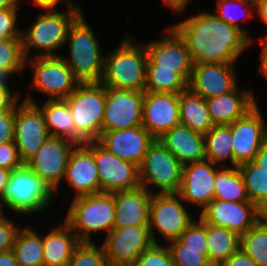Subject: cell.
<instances>
[{"label": "cell", "mask_w": 267, "mask_h": 266, "mask_svg": "<svg viewBox=\"0 0 267 266\" xmlns=\"http://www.w3.org/2000/svg\"><path fill=\"white\" fill-rule=\"evenodd\" d=\"M64 181L74 191V198L100 193L98 169L93 155V141L77 144L66 166Z\"/></svg>", "instance_id": "cell-20"}, {"label": "cell", "mask_w": 267, "mask_h": 266, "mask_svg": "<svg viewBox=\"0 0 267 266\" xmlns=\"http://www.w3.org/2000/svg\"><path fill=\"white\" fill-rule=\"evenodd\" d=\"M223 167H219L216 171L214 198L229 202L249 201L238 166L229 168L223 165Z\"/></svg>", "instance_id": "cell-32"}, {"label": "cell", "mask_w": 267, "mask_h": 266, "mask_svg": "<svg viewBox=\"0 0 267 266\" xmlns=\"http://www.w3.org/2000/svg\"><path fill=\"white\" fill-rule=\"evenodd\" d=\"M15 101L14 142L24 164L50 136L40 108L35 103ZM19 103V104H18Z\"/></svg>", "instance_id": "cell-11"}, {"label": "cell", "mask_w": 267, "mask_h": 266, "mask_svg": "<svg viewBox=\"0 0 267 266\" xmlns=\"http://www.w3.org/2000/svg\"><path fill=\"white\" fill-rule=\"evenodd\" d=\"M189 1L191 2L192 0H163L164 4L176 14H182L186 6H188Z\"/></svg>", "instance_id": "cell-52"}, {"label": "cell", "mask_w": 267, "mask_h": 266, "mask_svg": "<svg viewBox=\"0 0 267 266\" xmlns=\"http://www.w3.org/2000/svg\"><path fill=\"white\" fill-rule=\"evenodd\" d=\"M155 138L141 125L123 130L104 131L97 142L108 152L140 167Z\"/></svg>", "instance_id": "cell-22"}, {"label": "cell", "mask_w": 267, "mask_h": 266, "mask_svg": "<svg viewBox=\"0 0 267 266\" xmlns=\"http://www.w3.org/2000/svg\"><path fill=\"white\" fill-rule=\"evenodd\" d=\"M168 243L175 266H212L207 251L182 250V243L178 239Z\"/></svg>", "instance_id": "cell-40"}, {"label": "cell", "mask_w": 267, "mask_h": 266, "mask_svg": "<svg viewBox=\"0 0 267 266\" xmlns=\"http://www.w3.org/2000/svg\"><path fill=\"white\" fill-rule=\"evenodd\" d=\"M24 165L20 159L15 142L0 144V167L15 170Z\"/></svg>", "instance_id": "cell-45"}, {"label": "cell", "mask_w": 267, "mask_h": 266, "mask_svg": "<svg viewBox=\"0 0 267 266\" xmlns=\"http://www.w3.org/2000/svg\"><path fill=\"white\" fill-rule=\"evenodd\" d=\"M180 124L179 94L145 91L142 126L155 138Z\"/></svg>", "instance_id": "cell-19"}, {"label": "cell", "mask_w": 267, "mask_h": 266, "mask_svg": "<svg viewBox=\"0 0 267 266\" xmlns=\"http://www.w3.org/2000/svg\"><path fill=\"white\" fill-rule=\"evenodd\" d=\"M128 36L104 57V71L100 83L121 90L144 91L148 56L144 44Z\"/></svg>", "instance_id": "cell-2"}, {"label": "cell", "mask_w": 267, "mask_h": 266, "mask_svg": "<svg viewBox=\"0 0 267 266\" xmlns=\"http://www.w3.org/2000/svg\"><path fill=\"white\" fill-rule=\"evenodd\" d=\"M12 76L2 68H0V88H10L8 81Z\"/></svg>", "instance_id": "cell-57"}, {"label": "cell", "mask_w": 267, "mask_h": 266, "mask_svg": "<svg viewBox=\"0 0 267 266\" xmlns=\"http://www.w3.org/2000/svg\"><path fill=\"white\" fill-rule=\"evenodd\" d=\"M183 165L205 160L204 134L183 124L174 126L158 139Z\"/></svg>", "instance_id": "cell-26"}, {"label": "cell", "mask_w": 267, "mask_h": 266, "mask_svg": "<svg viewBox=\"0 0 267 266\" xmlns=\"http://www.w3.org/2000/svg\"><path fill=\"white\" fill-rule=\"evenodd\" d=\"M131 266H175L169 248L153 244Z\"/></svg>", "instance_id": "cell-42"}, {"label": "cell", "mask_w": 267, "mask_h": 266, "mask_svg": "<svg viewBox=\"0 0 267 266\" xmlns=\"http://www.w3.org/2000/svg\"><path fill=\"white\" fill-rule=\"evenodd\" d=\"M15 102L0 112V144L14 142Z\"/></svg>", "instance_id": "cell-46"}, {"label": "cell", "mask_w": 267, "mask_h": 266, "mask_svg": "<svg viewBox=\"0 0 267 266\" xmlns=\"http://www.w3.org/2000/svg\"><path fill=\"white\" fill-rule=\"evenodd\" d=\"M249 201L258 205L267 199V173L253 161L238 166Z\"/></svg>", "instance_id": "cell-35"}, {"label": "cell", "mask_w": 267, "mask_h": 266, "mask_svg": "<svg viewBox=\"0 0 267 266\" xmlns=\"http://www.w3.org/2000/svg\"><path fill=\"white\" fill-rule=\"evenodd\" d=\"M198 218L179 236L182 250L207 251L206 222Z\"/></svg>", "instance_id": "cell-41"}, {"label": "cell", "mask_w": 267, "mask_h": 266, "mask_svg": "<svg viewBox=\"0 0 267 266\" xmlns=\"http://www.w3.org/2000/svg\"><path fill=\"white\" fill-rule=\"evenodd\" d=\"M239 90L205 99L214 126L230 125L258 104L252 91Z\"/></svg>", "instance_id": "cell-25"}, {"label": "cell", "mask_w": 267, "mask_h": 266, "mask_svg": "<svg viewBox=\"0 0 267 266\" xmlns=\"http://www.w3.org/2000/svg\"><path fill=\"white\" fill-rule=\"evenodd\" d=\"M61 0H32L34 5H37L41 9H47V8H55L57 7V4L60 3ZM64 3L66 4L67 8H80L79 4L74 3L73 0H64Z\"/></svg>", "instance_id": "cell-49"}, {"label": "cell", "mask_w": 267, "mask_h": 266, "mask_svg": "<svg viewBox=\"0 0 267 266\" xmlns=\"http://www.w3.org/2000/svg\"><path fill=\"white\" fill-rule=\"evenodd\" d=\"M77 144L69 139L49 136L26 163L55 192L64 179L69 156Z\"/></svg>", "instance_id": "cell-13"}, {"label": "cell", "mask_w": 267, "mask_h": 266, "mask_svg": "<svg viewBox=\"0 0 267 266\" xmlns=\"http://www.w3.org/2000/svg\"><path fill=\"white\" fill-rule=\"evenodd\" d=\"M93 155L98 169L100 192L114 193L141 186L139 167L108 152L93 141Z\"/></svg>", "instance_id": "cell-15"}, {"label": "cell", "mask_w": 267, "mask_h": 266, "mask_svg": "<svg viewBox=\"0 0 267 266\" xmlns=\"http://www.w3.org/2000/svg\"><path fill=\"white\" fill-rule=\"evenodd\" d=\"M20 0H0V10L18 8Z\"/></svg>", "instance_id": "cell-58"}, {"label": "cell", "mask_w": 267, "mask_h": 266, "mask_svg": "<svg viewBox=\"0 0 267 266\" xmlns=\"http://www.w3.org/2000/svg\"><path fill=\"white\" fill-rule=\"evenodd\" d=\"M221 266H258L241 248L235 252Z\"/></svg>", "instance_id": "cell-47"}, {"label": "cell", "mask_w": 267, "mask_h": 266, "mask_svg": "<svg viewBox=\"0 0 267 266\" xmlns=\"http://www.w3.org/2000/svg\"><path fill=\"white\" fill-rule=\"evenodd\" d=\"M207 252L212 266H221L240 249L241 237L227 228L206 223Z\"/></svg>", "instance_id": "cell-30"}, {"label": "cell", "mask_w": 267, "mask_h": 266, "mask_svg": "<svg viewBox=\"0 0 267 266\" xmlns=\"http://www.w3.org/2000/svg\"><path fill=\"white\" fill-rule=\"evenodd\" d=\"M28 227L19 229L11 250L19 266H44L42 235Z\"/></svg>", "instance_id": "cell-31"}, {"label": "cell", "mask_w": 267, "mask_h": 266, "mask_svg": "<svg viewBox=\"0 0 267 266\" xmlns=\"http://www.w3.org/2000/svg\"><path fill=\"white\" fill-rule=\"evenodd\" d=\"M234 64L235 63L193 64L188 88L204 99L234 91L238 87Z\"/></svg>", "instance_id": "cell-21"}, {"label": "cell", "mask_w": 267, "mask_h": 266, "mask_svg": "<svg viewBox=\"0 0 267 266\" xmlns=\"http://www.w3.org/2000/svg\"><path fill=\"white\" fill-rule=\"evenodd\" d=\"M11 170L0 167V197L6 187Z\"/></svg>", "instance_id": "cell-56"}, {"label": "cell", "mask_w": 267, "mask_h": 266, "mask_svg": "<svg viewBox=\"0 0 267 266\" xmlns=\"http://www.w3.org/2000/svg\"><path fill=\"white\" fill-rule=\"evenodd\" d=\"M42 241L44 266H68L74 250L81 242L65 221L42 236Z\"/></svg>", "instance_id": "cell-27"}, {"label": "cell", "mask_w": 267, "mask_h": 266, "mask_svg": "<svg viewBox=\"0 0 267 266\" xmlns=\"http://www.w3.org/2000/svg\"><path fill=\"white\" fill-rule=\"evenodd\" d=\"M64 100L73 116L75 143L97 141L102 133L106 87L100 82L79 84Z\"/></svg>", "instance_id": "cell-7"}, {"label": "cell", "mask_w": 267, "mask_h": 266, "mask_svg": "<svg viewBox=\"0 0 267 266\" xmlns=\"http://www.w3.org/2000/svg\"><path fill=\"white\" fill-rule=\"evenodd\" d=\"M144 95L145 91L106 87L102 132L141 126Z\"/></svg>", "instance_id": "cell-14"}, {"label": "cell", "mask_w": 267, "mask_h": 266, "mask_svg": "<svg viewBox=\"0 0 267 266\" xmlns=\"http://www.w3.org/2000/svg\"><path fill=\"white\" fill-rule=\"evenodd\" d=\"M204 222L224 227L240 237L250 230L257 221V205L251 201L229 202L213 199L199 216Z\"/></svg>", "instance_id": "cell-18"}, {"label": "cell", "mask_w": 267, "mask_h": 266, "mask_svg": "<svg viewBox=\"0 0 267 266\" xmlns=\"http://www.w3.org/2000/svg\"><path fill=\"white\" fill-rule=\"evenodd\" d=\"M258 104L245 116L230 124L234 167L254 161L260 147L267 141V124Z\"/></svg>", "instance_id": "cell-16"}, {"label": "cell", "mask_w": 267, "mask_h": 266, "mask_svg": "<svg viewBox=\"0 0 267 266\" xmlns=\"http://www.w3.org/2000/svg\"><path fill=\"white\" fill-rule=\"evenodd\" d=\"M183 164L158 140L150 145L139 167L142 187L159 189L158 193H178L182 182Z\"/></svg>", "instance_id": "cell-8"}, {"label": "cell", "mask_w": 267, "mask_h": 266, "mask_svg": "<svg viewBox=\"0 0 267 266\" xmlns=\"http://www.w3.org/2000/svg\"><path fill=\"white\" fill-rule=\"evenodd\" d=\"M253 162L267 173V141L260 147Z\"/></svg>", "instance_id": "cell-51"}, {"label": "cell", "mask_w": 267, "mask_h": 266, "mask_svg": "<svg viewBox=\"0 0 267 266\" xmlns=\"http://www.w3.org/2000/svg\"><path fill=\"white\" fill-rule=\"evenodd\" d=\"M260 44L262 45L261 47V51H262V55L260 56L261 58L258 59L260 60V65L258 68V73L262 74L263 76H265V78L267 79V35H265V40L263 38V40H260Z\"/></svg>", "instance_id": "cell-50"}, {"label": "cell", "mask_w": 267, "mask_h": 266, "mask_svg": "<svg viewBox=\"0 0 267 266\" xmlns=\"http://www.w3.org/2000/svg\"><path fill=\"white\" fill-rule=\"evenodd\" d=\"M153 190L140 186L133 190L114 192V228L149 225V206Z\"/></svg>", "instance_id": "cell-24"}, {"label": "cell", "mask_w": 267, "mask_h": 266, "mask_svg": "<svg viewBox=\"0 0 267 266\" xmlns=\"http://www.w3.org/2000/svg\"><path fill=\"white\" fill-rule=\"evenodd\" d=\"M255 5L250 0H217V12L219 19L240 30L253 43V38L240 26L239 22L245 21ZM243 14V15H242Z\"/></svg>", "instance_id": "cell-37"}, {"label": "cell", "mask_w": 267, "mask_h": 266, "mask_svg": "<svg viewBox=\"0 0 267 266\" xmlns=\"http://www.w3.org/2000/svg\"><path fill=\"white\" fill-rule=\"evenodd\" d=\"M180 123L192 131L206 134L214 125L205 99L189 88L179 93Z\"/></svg>", "instance_id": "cell-29"}, {"label": "cell", "mask_w": 267, "mask_h": 266, "mask_svg": "<svg viewBox=\"0 0 267 266\" xmlns=\"http://www.w3.org/2000/svg\"><path fill=\"white\" fill-rule=\"evenodd\" d=\"M193 221L178 193H152L148 227L154 244H158L156 230L169 242L177 240Z\"/></svg>", "instance_id": "cell-9"}, {"label": "cell", "mask_w": 267, "mask_h": 266, "mask_svg": "<svg viewBox=\"0 0 267 266\" xmlns=\"http://www.w3.org/2000/svg\"><path fill=\"white\" fill-rule=\"evenodd\" d=\"M26 65L22 39L0 40V68L11 76L20 73Z\"/></svg>", "instance_id": "cell-38"}, {"label": "cell", "mask_w": 267, "mask_h": 266, "mask_svg": "<svg viewBox=\"0 0 267 266\" xmlns=\"http://www.w3.org/2000/svg\"><path fill=\"white\" fill-rule=\"evenodd\" d=\"M255 11L258 13L260 20L267 26V0H262L255 4ZM267 32V31H266Z\"/></svg>", "instance_id": "cell-54"}, {"label": "cell", "mask_w": 267, "mask_h": 266, "mask_svg": "<svg viewBox=\"0 0 267 266\" xmlns=\"http://www.w3.org/2000/svg\"><path fill=\"white\" fill-rule=\"evenodd\" d=\"M188 89V82L174 69H158V65H147L145 90L179 94Z\"/></svg>", "instance_id": "cell-34"}, {"label": "cell", "mask_w": 267, "mask_h": 266, "mask_svg": "<svg viewBox=\"0 0 267 266\" xmlns=\"http://www.w3.org/2000/svg\"><path fill=\"white\" fill-rule=\"evenodd\" d=\"M254 5L262 0H250Z\"/></svg>", "instance_id": "cell-59"}, {"label": "cell", "mask_w": 267, "mask_h": 266, "mask_svg": "<svg viewBox=\"0 0 267 266\" xmlns=\"http://www.w3.org/2000/svg\"><path fill=\"white\" fill-rule=\"evenodd\" d=\"M17 99L19 94L13 95L10 88H0V112L8 109Z\"/></svg>", "instance_id": "cell-48"}, {"label": "cell", "mask_w": 267, "mask_h": 266, "mask_svg": "<svg viewBox=\"0 0 267 266\" xmlns=\"http://www.w3.org/2000/svg\"><path fill=\"white\" fill-rule=\"evenodd\" d=\"M172 27L186 43L194 64L236 63L251 41L214 13L200 12Z\"/></svg>", "instance_id": "cell-1"}, {"label": "cell", "mask_w": 267, "mask_h": 266, "mask_svg": "<svg viewBox=\"0 0 267 266\" xmlns=\"http://www.w3.org/2000/svg\"><path fill=\"white\" fill-rule=\"evenodd\" d=\"M32 65L30 89L49 96V100L66 99L80 84L62 56L31 57L26 64Z\"/></svg>", "instance_id": "cell-10"}, {"label": "cell", "mask_w": 267, "mask_h": 266, "mask_svg": "<svg viewBox=\"0 0 267 266\" xmlns=\"http://www.w3.org/2000/svg\"><path fill=\"white\" fill-rule=\"evenodd\" d=\"M154 244L148 225L113 228L102 243L110 266H131Z\"/></svg>", "instance_id": "cell-12"}, {"label": "cell", "mask_w": 267, "mask_h": 266, "mask_svg": "<svg viewBox=\"0 0 267 266\" xmlns=\"http://www.w3.org/2000/svg\"><path fill=\"white\" fill-rule=\"evenodd\" d=\"M17 8L0 10V40L22 39V30L17 24Z\"/></svg>", "instance_id": "cell-43"}, {"label": "cell", "mask_w": 267, "mask_h": 266, "mask_svg": "<svg viewBox=\"0 0 267 266\" xmlns=\"http://www.w3.org/2000/svg\"><path fill=\"white\" fill-rule=\"evenodd\" d=\"M27 98V99H26ZM24 100L35 103L43 113L50 136L61 137L75 142V125L71 110L64 99H47L42 106L34 101L32 96Z\"/></svg>", "instance_id": "cell-28"}, {"label": "cell", "mask_w": 267, "mask_h": 266, "mask_svg": "<svg viewBox=\"0 0 267 266\" xmlns=\"http://www.w3.org/2000/svg\"><path fill=\"white\" fill-rule=\"evenodd\" d=\"M205 158L214 165L229 160L234 167V154L232 149V134L230 125L213 126L206 134Z\"/></svg>", "instance_id": "cell-33"}, {"label": "cell", "mask_w": 267, "mask_h": 266, "mask_svg": "<svg viewBox=\"0 0 267 266\" xmlns=\"http://www.w3.org/2000/svg\"><path fill=\"white\" fill-rule=\"evenodd\" d=\"M20 228V226H16L4 214L0 216V252L9 251L13 248Z\"/></svg>", "instance_id": "cell-44"}, {"label": "cell", "mask_w": 267, "mask_h": 266, "mask_svg": "<svg viewBox=\"0 0 267 266\" xmlns=\"http://www.w3.org/2000/svg\"><path fill=\"white\" fill-rule=\"evenodd\" d=\"M216 166L207 159L183 165L178 194L185 203L198 205L203 210L214 199L215 175L221 167Z\"/></svg>", "instance_id": "cell-23"}, {"label": "cell", "mask_w": 267, "mask_h": 266, "mask_svg": "<svg viewBox=\"0 0 267 266\" xmlns=\"http://www.w3.org/2000/svg\"><path fill=\"white\" fill-rule=\"evenodd\" d=\"M240 248L258 266H267V223H256L241 236Z\"/></svg>", "instance_id": "cell-36"}, {"label": "cell", "mask_w": 267, "mask_h": 266, "mask_svg": "<svg viewBox=\"0 0 267 266\" xmlns=\"http://www.w3.org/2000/svg\"><path fill=\"white\" fill-rule=\"evenodd\" d=\"M82 8H67L58 11L57 8L44 9L47 13L38 14L36 20L24 31L22 30L23 51L29 59L30 50L40 52L35 57L60 56L55 52L66 44L70 26L83 13Z\"/></svg>", "instance_id": "cell-4"}, {"label": "cell", "mask_w": 267, "mask_h": 266, "mask_svg": "<svg viewBox=\"0 0 267 266\" xmlns=\"http://www.w3.org/2000/svg\"><path fill=\"white\" fill-rule=\"evenodd\" d=\"M166 31L168 33L164 38L144 44L148 56L147 65H158V69H174L189 83L194 64L190 52L172 26Z\"/></svg>", "instance_id": "cell-17"}, {"label": "cell", "mask_w": 267, "mask_h": 266, "mask_svg": "<svg viewBox=\"0 0 267 266\" xmlns=\"http://www.w3.org/2000/svg\"><path fill=\"white\" fill-rule=\"evenodd\" d=\"M69 55L62 58L80 83H99L104 71V57L94 31L83 13L70 26L67 39Z\"/></svg>", "instance_id": "cell-3"}, {"label": "cell", "mask_w": 267, "mask_h": 266, "mask_svg": "<svg viewBox=\"0 0 267 266\" xmlns=\"http://www.w3.org/2000/svg\"><path fill=\"white\" fill-rule=\"evenodd\" d=\"M68 266H110L103 247L94 242H80L73 252Z\"/></svg>", "instance_id": "cell-39"}, {"label": "cell", "mask_w": 267, "mask_h": 266, "mask_svg": "<svg viewBox=\"0 0 267 266\" xmlns=\"http://www.w3.org/2000/svg\"><path fill=\"white\" fill-rule=\"evenodd\" d=\"M0 266H19L12 250L0 252Z\"/></svg>", "instance_id": "cell-53"}, {"label": "cell", "mask_w": 267, "mask_h": 266, "mask_svg": "<svg viewBox=\"0 0 267 266\" xmlns=\"http://www.w3.org/2000/svg\"><path fill=\"white\" fill-rule=\"evenodd\" d=\"M55 192L38 177L27 165L12 170L8 183L0 197L3 206L21 215H33L50 206ZM3 204V205H2Z\"/></svg>", "instance_id": "cell-5"}, {"label": "cell", "mask_w": 267, "mask_h": 266, "mask_svg": "<svg viewBox=\"0 0 267 266\" xmlns=\"http://www.w3.org/2000/svg\"><path fill=\"white\" fill-rule=\"evenodd\" d=\"M65 222L81 242H92L90 234H109L115 222L114 193L100 192L73 198Z\"/></svg>", "instance_id": "cell-6"}, {"label": "cell", "mask_w": 267, "mask_h": 266, "mask_svg": "<svg viewBox=\"0 0 267 266\" xmlns=\"http://www.w3.org/2000/svg\"><path fill=\"white\" fill-rule=\"evenodd\" d=\"M257 221L258 223H267V199L257 205Z\"/></svg>", "instance_id": "cell-55"}]
</instances>
